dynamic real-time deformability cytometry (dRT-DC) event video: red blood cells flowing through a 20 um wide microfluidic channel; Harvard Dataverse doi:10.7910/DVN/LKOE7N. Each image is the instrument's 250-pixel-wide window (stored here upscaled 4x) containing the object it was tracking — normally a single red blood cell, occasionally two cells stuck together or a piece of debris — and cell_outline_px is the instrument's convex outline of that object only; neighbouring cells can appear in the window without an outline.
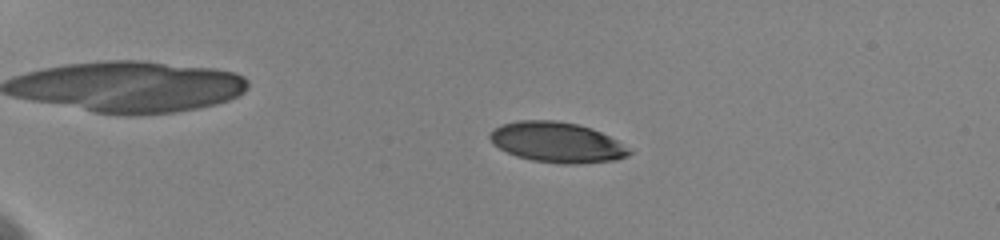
{"species": "human", "species_latin": "Homo sapiens", "temperature_condition": "cold", "stored_images_in_passage": 57, "camera_frame_rate_fps": 3000, "um_per_image_px": 0.085, "donor": {"sex": "female"}, "frame": {"image": 1, "passage_image": 22, "time_ms": 4.667, "image_size_px": [1000, 240], "cell_outline_px": [[632, 152], [628, 156], [616, 160], [576, 164], [560, 164], [532, 160], [516, 156], [492, 144], [488, 136], [496, 128], [504, 124], [516, 120], [556, 120], [576, 124], [592, 128], [616, 140], [628, 148]], "centroid_in_image_um": [47.34, 12.1], "position_along_channel_um": 37.7, "area_um2": 32.6}}